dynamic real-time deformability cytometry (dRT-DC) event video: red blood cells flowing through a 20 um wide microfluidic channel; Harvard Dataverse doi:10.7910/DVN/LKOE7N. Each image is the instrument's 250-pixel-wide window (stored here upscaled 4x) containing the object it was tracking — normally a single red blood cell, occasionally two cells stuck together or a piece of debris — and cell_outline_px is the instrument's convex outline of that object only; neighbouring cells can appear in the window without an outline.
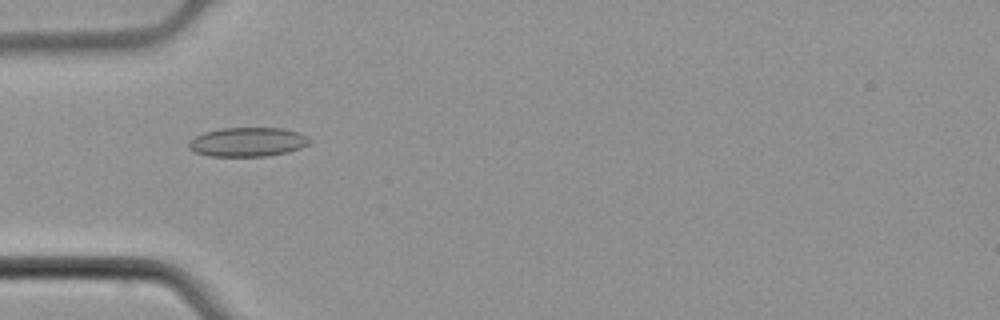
{"species": "common noctule bat (a hibernating species)", "species_latin": "Nyctalus noctula", "temperature_condition": "cold", "stored_images_in_passage": 5, "camera_frame_rate_fps": 3000, "um_per_image_px": 0.085, "animal": {"sex": "male", "body_mass_g": 21.5, "forearm_length_mm": 52.0}, "frame": {"image": 1, "passage_image": 2, "time_ms": 0.333, "image_size_px": [1000, 320], "cell_outline_px": [[312, 140], [308, 144], [300, 148], [288, 152], [268, 156], [208, 156], [196, 152], [188, 148], [188, 140], [204, 132], [220, 128], [284, 128], [308, 136]], "centroid_in_image_um": [21.04, 12.07], "position_along_channel_um": 64.0, "area_um2": 20.63}}
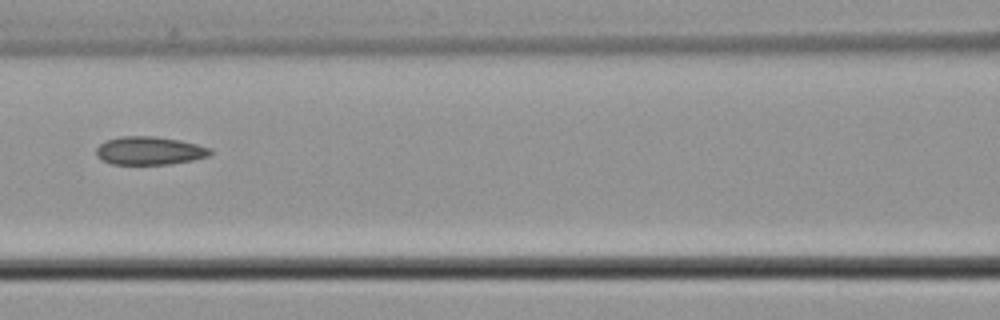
{"frame": {"image": 2, "passage_image": 4, "time_ms": 1.0, "image_size_px": [1000, 320], "cell_outline_px": [[212, 152], [208, 156], [192, 160], [168, 164], [112, 164], [100, 160], [96, 156], [96, 148], [100, 144], [108, 140], [120, 136], [156, 136], [180, 140], [212, 148]], "centroid_in_image_um": [12.69, 12.81], "position_along_channel_um": 153.9, "area_um2": 18.79}}
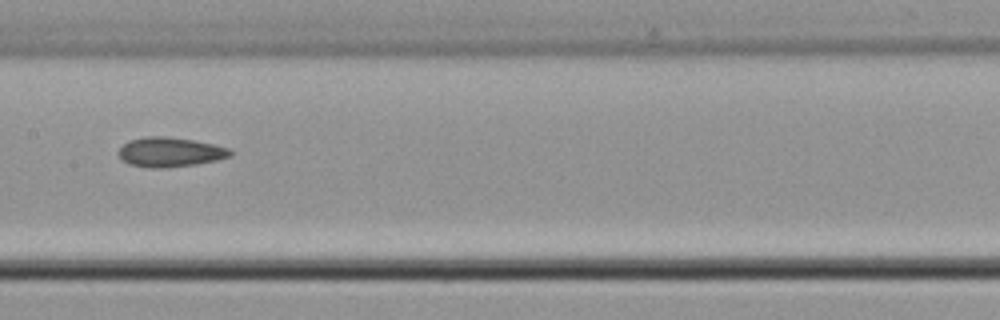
{"frame": {"image": 3, "passage_image": 5, "time_ms": 1.333, "image_size_px": [1000, 320], "cell_outline_px": [[236, 152], [232, 156], [216, 160], [196, 164], [168, 168], [152, 168], [128, 164], [120, 160], [120, 148], [128, 140], [144, 136], [164, 136], [192, 140], [212, 144], [228, 148]], "centroid_in_image_um": [14.46, 12.93], "position_along_channel_um": 192.9, "area_um2": 19.36}}